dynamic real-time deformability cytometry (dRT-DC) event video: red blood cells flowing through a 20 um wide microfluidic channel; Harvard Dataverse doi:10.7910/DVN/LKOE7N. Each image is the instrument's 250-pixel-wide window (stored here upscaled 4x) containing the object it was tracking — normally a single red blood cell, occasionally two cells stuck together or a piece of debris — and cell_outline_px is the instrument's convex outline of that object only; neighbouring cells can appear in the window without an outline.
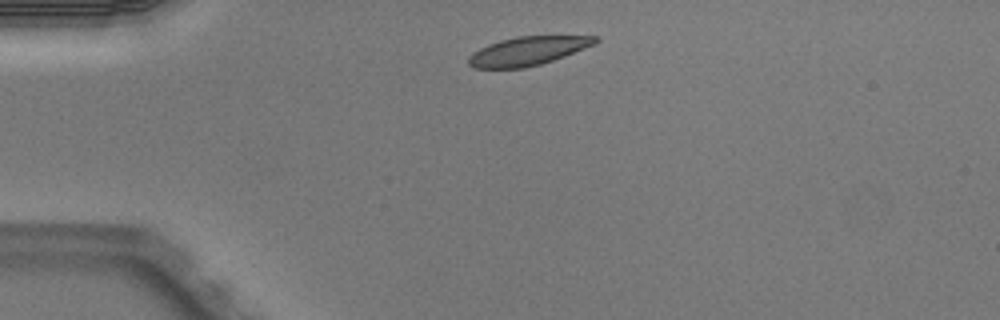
{"species": "Egyptian fruit bat (a non-hibernating species)", "species_latin": "Rousettus aegyptiacus", "temperature_condition": "warm", "stored_images_in_passage": 4, "camera_frame_rate_fps": 3000, "um_per_image_px": 0.085, "animal": {"sex": "male"}, "frame": {"image": 1, "passage_image": 1, "time_ms": 0.0, "image_size_px": [1000, 320], "cell_outline_px": [[600, 40], [596, 44], [564, 56], [540, 64], [524, 68], [476, 68], [468, 64], [468, 56], [472, 52], [488, 44], [500, 40], [516, 36], [596, 36]], "centroid_in_image_um": [44.85, 4.33], "position_along_channel_um": 40.1, "area_um2": 21.15}}